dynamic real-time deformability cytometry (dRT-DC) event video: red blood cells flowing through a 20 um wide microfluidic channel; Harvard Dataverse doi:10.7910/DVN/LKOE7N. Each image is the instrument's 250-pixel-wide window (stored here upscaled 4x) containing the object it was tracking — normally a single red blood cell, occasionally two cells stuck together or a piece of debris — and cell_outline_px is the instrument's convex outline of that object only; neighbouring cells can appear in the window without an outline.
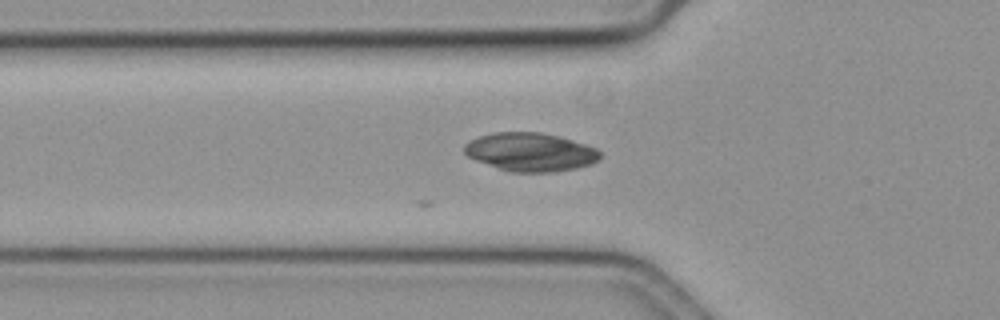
{"species": "common noctule bat (a hibernating species)", "species_latin": "Nyctalus noctula", "temperature_condition": "cold", "stored_images_in_passage": 25, "camera_frame_rate_fps": 3000, "um_per_image_px": 0.085, "animal": {"sex": "female", "body_mass_g": 19.3, "forearm_length_mm": 54.1}, "frame": {"image": 1, "passage_image": 5, "time_ms": 1.333, "image_size_px": [1000, 320], "cell_outline_px": [[600, 160], [592, 164], [576, 168], [552, 172], [508, 172], [476, 160], [468, 156], [464, 152], [464, 144], [480, 136], [492, 132], [540, 132], [560, 136], [596, 148], [600, 152]], "centroid_in_image_um": [45.09, 12.92], "position_along_channel_um": 80.7, "area_um2": 30.46}}
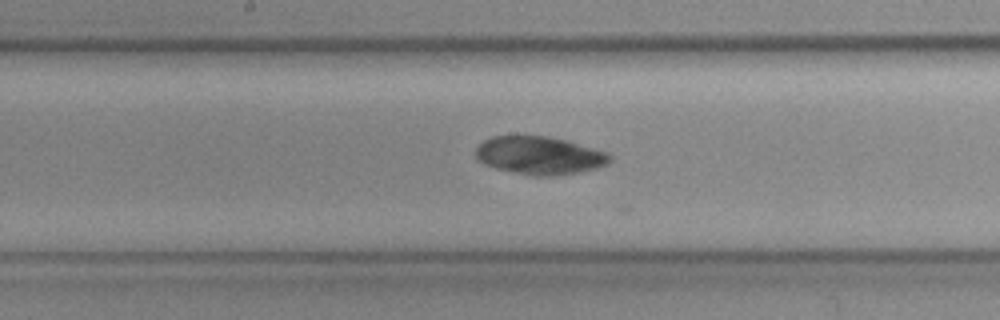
{"frame": {"image": 2, "passage_image": 15, "time_ms": 4.667, "image_size_px": [1000, 320], "cell_outline_px": [[612, 160], [608, 164], [596, 168], [576, 172], [552, 176], [532, 176], [496, 168], [484, 164], [476, 156], [476, 148], [484, 140], [492, 136], [548, 136], [568, 140], [608, 152], [612, 156]], "centroid_in_image_um": [45.9, 13.21], "position_along_channel_um": 202.3, "area_um2": 29.71}}
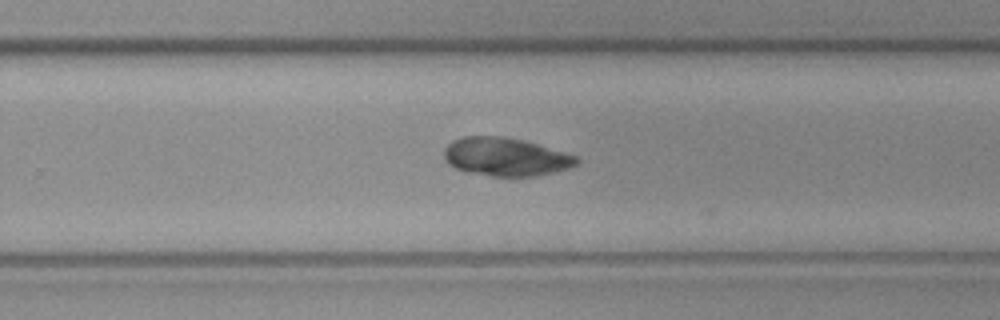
{"frame": {"image": 3, "passage_image": 22, "time_ms": 7.0, "image_size_px": [1000, 320], "cell_outline_px": [[580, 164], [568, 168], [536, 176], [492, 176], [468, 172], [456, 168], [448, 164], [444, 160], [444, 148], [452, 140], [464, 136], [504, 136], [524, 140], [564, 152], [576, 156], [580, 160]], "centroid_in_image_um": [42.96, 13.32], "position_along_channel_um": 286.8, "area_um2": 29.65}}